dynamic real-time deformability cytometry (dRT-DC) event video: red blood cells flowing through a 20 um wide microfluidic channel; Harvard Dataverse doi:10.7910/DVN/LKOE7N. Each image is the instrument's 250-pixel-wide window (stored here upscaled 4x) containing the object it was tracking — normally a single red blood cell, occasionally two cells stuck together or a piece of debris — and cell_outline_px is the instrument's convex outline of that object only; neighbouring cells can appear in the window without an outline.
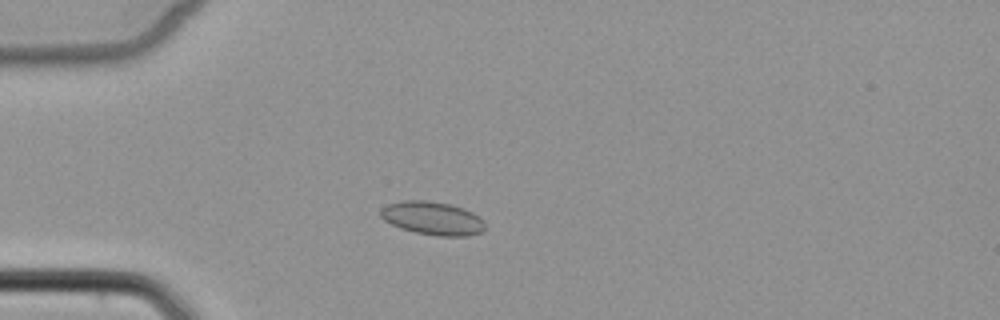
{"species": "common noctule bat (a hibernating species)", "species_latin": "Nyctalus noctula", "temperature_condition": "cold", "stored_images_in_passage": 6, "camera_frame_rate_fps": 3000, "um_per_image_px": 0.085, "animal": {"sex": "female", "body_mass_g": 22.7, "forearm_length_mm": 54.2}, "frame": {"image": 1, "passage_image": 4, "time_ms": 3.667, "image_size_px": [1000, 320], "cell_outline_px": [[484, 228], [480, 232], [468, 236], [436, 236], [416, 232], [400, 228], [384, 220], [380, 216], [380, 208], [388, 204], [404, 200], [424, 200], [452, 204], [464, 208], [472, 212], [484, 220]], "centroid_in_image_um": [36.76, 18.54], "position_along_channel_um": 48.2, "area_um2": 20.35}}
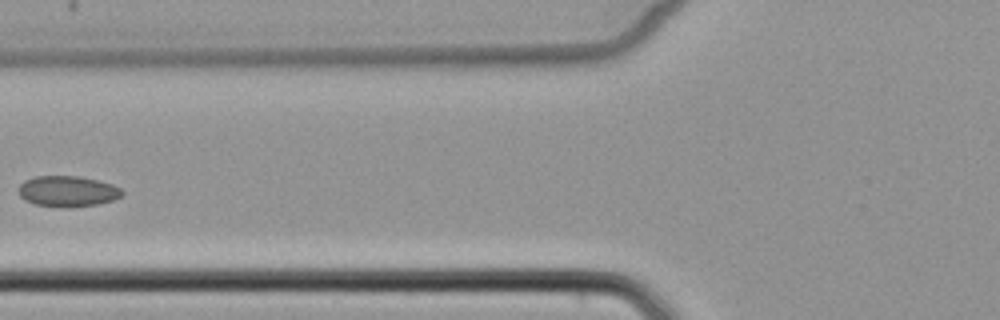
{"frame": {"image": 2, "passage_image": 6, "time_ms": 6.0, "image_size_px": [1000, 320], "cell_outline_px": [[124, 192], [120, 196], [112, 200], [96, 204], [72, 208], [64, 208], [36, 204], [24, 200], [20, 196], [20, 184], [24, 180], [36, 176], [80, 176], [112, 184], [120, 188]], "centroid_in_image_um": [5.74, 16.26], "position_along_channel_um": 120.1, "area_um2": 18.55}}